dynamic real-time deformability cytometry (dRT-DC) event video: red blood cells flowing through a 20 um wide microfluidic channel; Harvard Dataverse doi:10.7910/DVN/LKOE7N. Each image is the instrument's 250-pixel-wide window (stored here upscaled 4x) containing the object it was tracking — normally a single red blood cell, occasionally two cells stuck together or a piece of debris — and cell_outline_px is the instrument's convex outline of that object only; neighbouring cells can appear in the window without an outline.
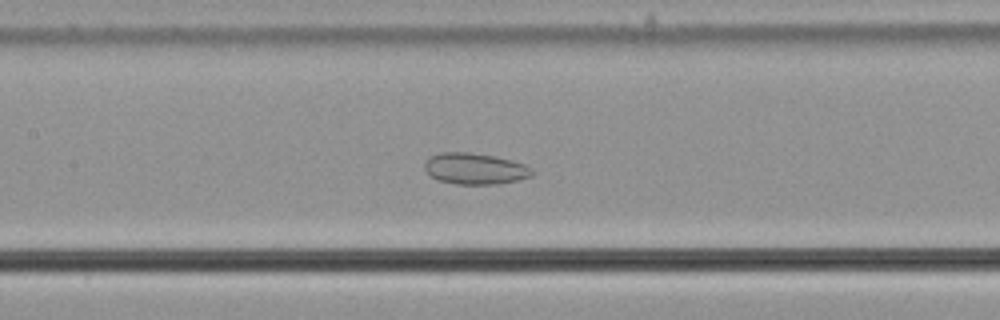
{"species": "common noctule bat (a hibernating species)", "species_latin": "Nyctalus noctula", "temperature_condition": "cold", "stored_images_in_passage": 59, "camera_frame_rate_fps": 3000, "um_per_image_px": 0.085, "animal": {"sex": "male", "body_mass_g": 21.5, "forearm_length_mm": 52.0}, "frame": {"image": 1, "passage_image": 29, "time_ms": 9.333, "image_size_px": [1000, 320], "cell_outline_px": [[532, 176], [500, 184], [456, 184], [436, 180], [428, 176], [424, 168], [424, 160], [428, 156], [440, 152], [468, 152], [492, 156], [512, 160], [524, 164], [532, 168]], "centroid_in_image_um": [40.3, 14.34], "position_along_channel_um": 167.1, "area_um2": 19.83}}
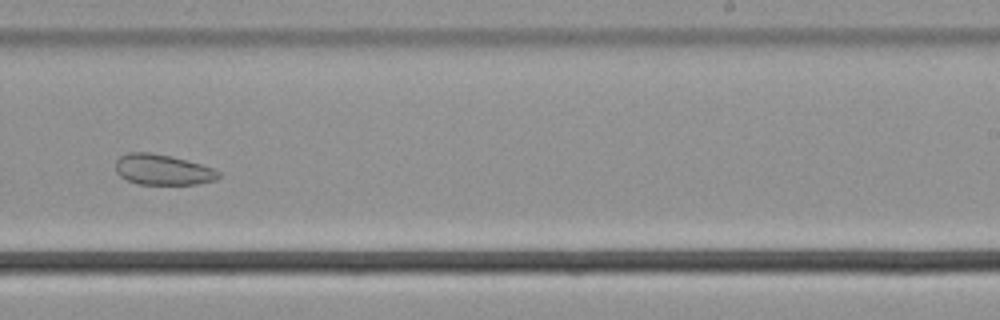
{"frame": {"image": 2, "passage_image": 38, "time_ms": 12.333, "image_size_px": [1000, 320], "cell_outline_px": [[220, 176], [216, 180], [196, 184], [136, 184], [120, 176], [116, 172], [116, 160], [120, 156], [128, 152], [148, 152], [172, 156], [200, 164], [212, 168], [220, 172]], "centroid_in_image_um": [13.81, 14.42], "position_along_channel_um": 275.2, "area_um2": 18.32}}
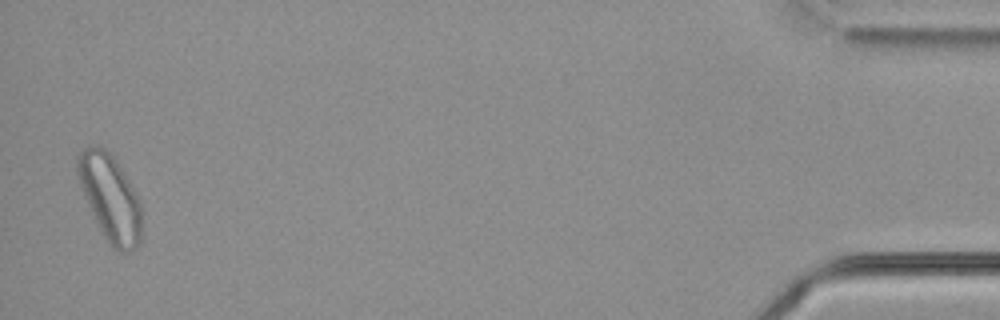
{"frame": {"image": 3, "passage_image": 58, "time_ms": 19.0, "image_size_px": [1000, 320], "cell_outline_px": [[140, 244], [136, 248], [128, 252], [120, 252], [112, 248], [104, 236], [92, 212], [80, 184], [76, 172], [76, 160], [80, 152], [84, 148], [96, 144], [104, 148], [116, 160], [124, 172], [140, 200]], "centroid_in_image_um": [9.36, 16.8], "position_along_channel_um": 425.8, "area_um2": 31.91}, "authors_computed_cell_mechanics": {"area_um2": 27.3972, "velocity_mm_per_s": 3.6146, "shape_relaxation_time_tau1_ms": null, "shape_relaxation_time_tau2_ms": 4.6082, "deformation_change_tau1": null, "deformation_change_tau2": 0.0924}}